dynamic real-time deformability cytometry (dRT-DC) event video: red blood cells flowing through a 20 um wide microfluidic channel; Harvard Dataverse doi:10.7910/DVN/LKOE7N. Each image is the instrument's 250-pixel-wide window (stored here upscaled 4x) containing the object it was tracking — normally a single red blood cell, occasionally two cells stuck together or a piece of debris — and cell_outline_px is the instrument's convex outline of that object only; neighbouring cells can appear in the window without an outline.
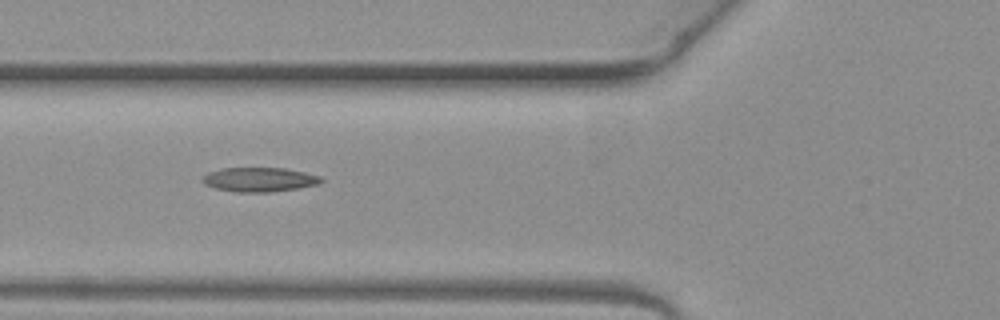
{"species": "common noctule bat (a hibernating species)", "species_latin": "Nyctalus noctula", "temperature_condition": "warm", "stored_images_in_passage": 6, "camera_frame_rate_fps": 3000, "um_per_image_px": 0.085, "animal": {"sex": "female", "body_mass_g": 19.3, "forearm_length_mm": 54.1}, "frame": {"image": 1, "passage_image": 5, "time_ms": 1.333, "image_size_px": [1000, 320], "cell_outline_px": [[324, 180], [320, 184], [272, 192], [236, 192], [216, 188], [204, 184], [200, 180], [200, 176], [208, 172], [220, 168], [284, 168], [304, 172], [320, 176]], "centroid_in_image_um": [22.0, 15.26], "position_along_channel_um": 103.8, "area_um2": 16.94}}
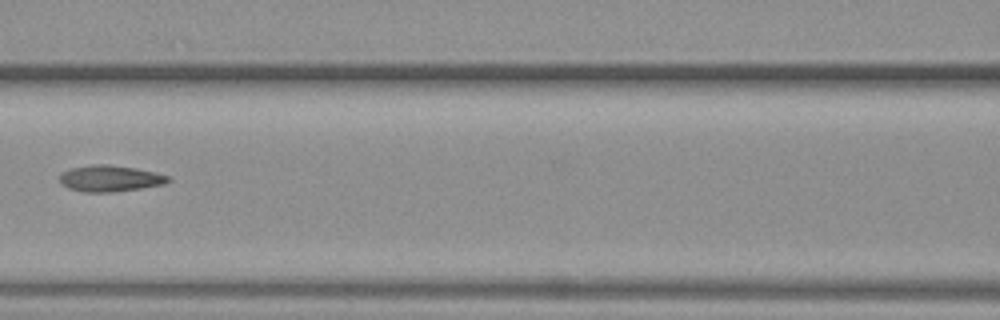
{"frame": {"image": 2, "passage_image": 6, "time_ms": 1.667, "image_size_px": [1000, 320], "cell_outline_px": [[172, 180], [164, 184], [140, 188], [112, 192], [84, 192], [68, 188], [60, 184], [60, 176], [64, 172], [72, 168], [92, 164], [108, 164], [136, 168], [168, 176]], "centroid_in_image_um": [9.34, 15.17], "position_along_channel_um": 157.3, "area_um2": 16.47}}